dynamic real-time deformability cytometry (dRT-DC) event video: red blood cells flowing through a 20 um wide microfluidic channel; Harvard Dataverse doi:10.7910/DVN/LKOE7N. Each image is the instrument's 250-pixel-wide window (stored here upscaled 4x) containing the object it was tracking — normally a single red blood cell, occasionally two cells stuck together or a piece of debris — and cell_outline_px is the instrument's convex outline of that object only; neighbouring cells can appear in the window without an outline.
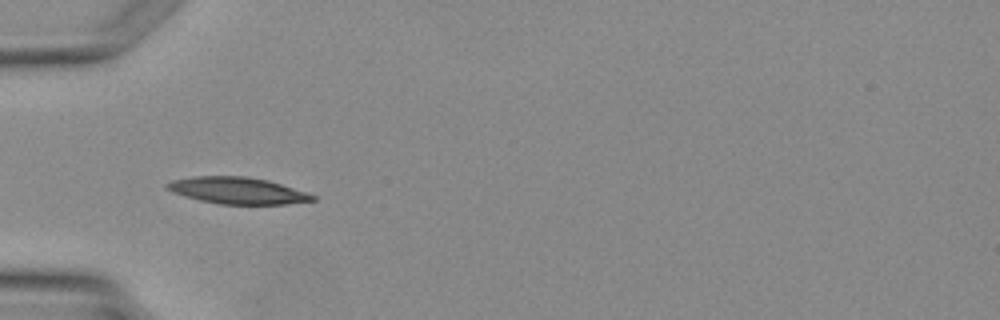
{"species": "Egyptian fruit bat (a non-hibernating species)", "species_latin": "Rousettus aegyptiacus", "temperature_condition": "warm", "stored_images_in_passage": 4, "camera_frame_rate_fps": 3000, "um_per_image_px": 0.085, "animal": {"sex": "female"}, "frame": {"image": 1, "passage_image": 4, "time_ms": 3.667, "image_size_px": [1000, 320], "cell_outline_px": [[316, 200], [284, 204], [220, 204], [200, 200], [172, 192], [164, 188], [164, 184], [172, 180], [196, 176], [244, 176], [268, 180], [308, 192], [316, 196]], "centroid_in_image_um": [20.18, 16.19], "position_along_channel_um": 64.8, "area_um2": 22.6}}